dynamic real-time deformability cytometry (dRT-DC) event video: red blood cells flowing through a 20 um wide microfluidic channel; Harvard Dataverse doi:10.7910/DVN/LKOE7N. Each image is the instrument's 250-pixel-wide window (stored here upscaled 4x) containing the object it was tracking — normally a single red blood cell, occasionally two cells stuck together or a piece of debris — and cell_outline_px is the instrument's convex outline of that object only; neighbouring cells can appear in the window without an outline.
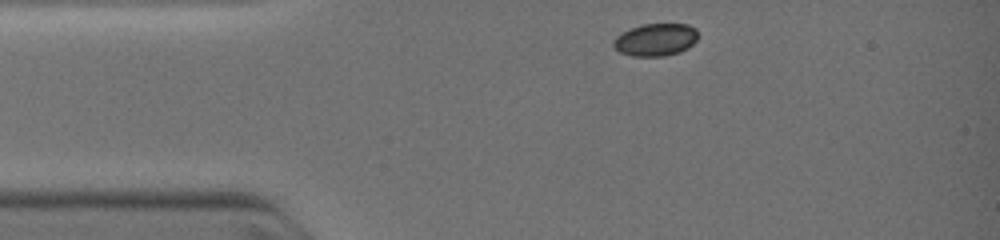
{"species": "common noctule bat (a hibernating species)", "species_latin": "Nyctalus noctula", "temperature_condition": "warm", "stored_images_in_passage": 10, "camera_frame_rate_fps": 3000, "um_per_image_px": 0.085, "animal": {"sex": "female", "body_mass_g": 19.0, "forearm_length_mm": 51.5}, "frame": {"image": 1, "passage_image": 1, "time_ms": 0.0, "image_size_px": [1000, 240], "cell_outline_px": [[696, 40], [688, 48], [680, 52], [664, 56], [632, 56], [620, 52], [612, 44], [612, 40], [616, 36], [632, 28], [644, 24], [688, 24], [696, 28]], "centroid_in_image_um": [55.72, 3.38], "position_along_channel_um": 29.3, "area_um2": 15.9}}
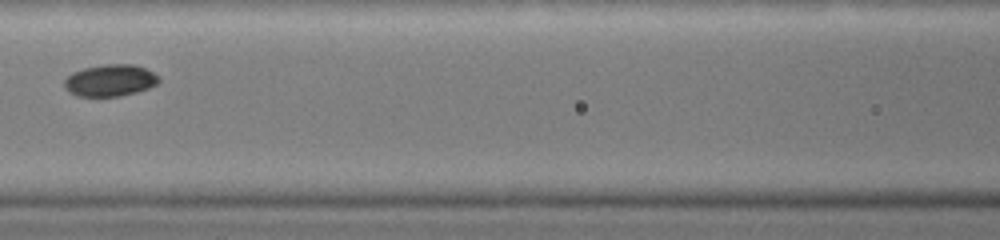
{"frame": {"image": 2, "passage_image": 7, "time_ms": 3.333, "image_size_px": [1000, 240], "cell_outline_px": [[160, 80], [156, 84], [148, 88], [136, 92], [120, 96], [80, 96], [64, 88], [64, 80], [72, 72], [84, 68], [104, 64], [132, 64], [144, 68], [160, 76]], "centroid_in_image_um": [9.37, 6.82], "position_along_channel_um": 157.2, "area_um2": 17.4}}
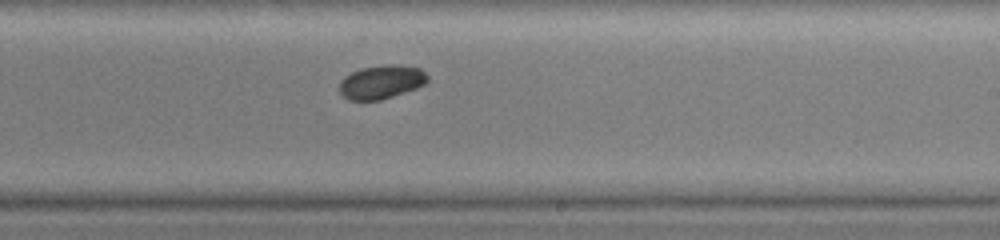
{"frame": {"image": 3, "passage_image": 10, "time_ms": 5.333, "image_size_px": [1000, 240], "cell_outline_px": [[428, 80], [424, 84], [416, 88], [380, 100], [348, 100], [340, 92], [340, 80], [344, 76], [360, 68], [384, 64], [392, 64], [420, 68], [428, 76]], "centroid_in_image_um": [32.4, 6.96], "position_along_channel_um": 256.6, "area_um2": 17.22}}